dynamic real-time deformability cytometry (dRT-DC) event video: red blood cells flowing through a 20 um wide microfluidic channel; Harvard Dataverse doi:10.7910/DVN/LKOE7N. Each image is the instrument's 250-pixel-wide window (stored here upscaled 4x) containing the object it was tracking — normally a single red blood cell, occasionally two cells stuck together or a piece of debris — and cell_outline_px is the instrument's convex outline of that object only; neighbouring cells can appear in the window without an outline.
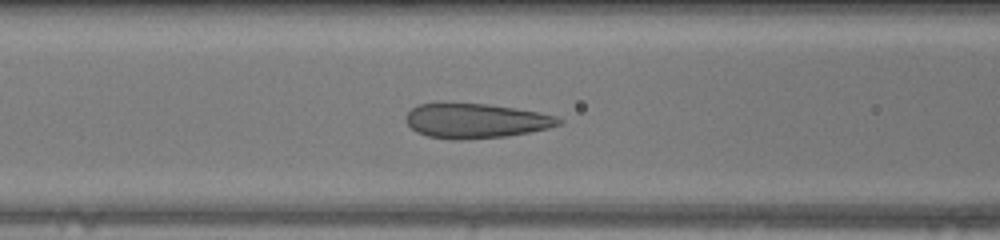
{"species": "human", "species_latin": "Homo sapiens", "temperature_condition": "warm", "stored_images_in_passage": 34, "camera_frame_rate_fps": 3000, "um_per_image_px": 0.085, "donor": {"sex": "female"}, "frame": {"image": 1, "passage_image": 10, "time_ms": 3.0, "image_size_px": [1000, 240], "cell_outline_px": [[564, 120], [560, 124], [548, 128], [508, 136], [460, 140], [452, 140], [428, 136], [416, 132], [404, 120], [404, 116], [412, 108], [420, 104], [488, 104], [536, 112], [556, 116]], "centroid_in_image_um": [40.42, 10.29], "position_along_channel_um": 126.2, "area_um2": 30.58}}
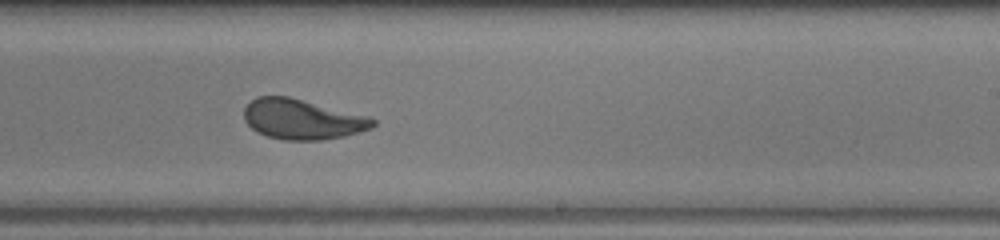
{"frame": {"image": 2, "passage_image": 20, "time_ms": 6.333, "image_size_px": [1000, 240], "cell_outline_px": [[376, 124], [372, 128], [344, 136], [320, 140], [284, 140], [268, 136], [256, 132], [244, 120], [244, 108], [256, 96], [288, 96], [368, 116], [376, 120]], "centroid_in_image_um": [25.68, 10.14], "position_along_channel_um": 263.3, "area_um2": 30.06}}
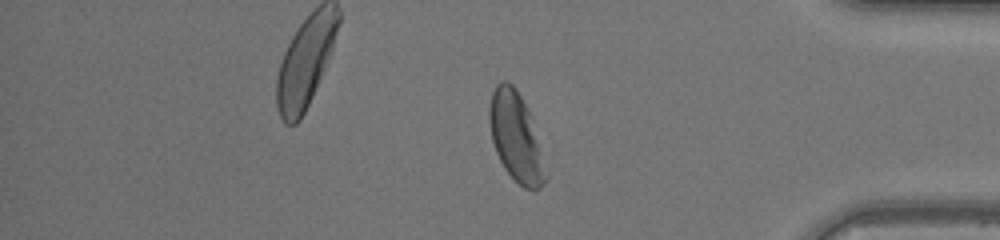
{"frame": {"image": 3, "passage_image": 31, "time_ms": 10.0, "image_size_px": [1000, 240], "cell_outline_px": [[548, 180], [540, 188], [524, 188], [504, 168], [496, 152], [492, 140], [488, 120], [488, 108], [492, 92], [496, 84], [500, 80], [508, 80], [516, 88], [528, 112], [548, 176]], "centroid_in_image_um": [43.81, 11.62], "position_along_channel_um": 391.4, "area_um2": 28.55}, "authors_computed_cell_mechanics": {"area_um2": 30.7207, "velocity_mm_per_s": 4.1262, "shape_relaxation_time_tau1_ms": 6.1213, "shape_relaxation_time_tau2_ms": null, "deformation_change_tau1": 0.211, "deformation_change_tau2": null}}